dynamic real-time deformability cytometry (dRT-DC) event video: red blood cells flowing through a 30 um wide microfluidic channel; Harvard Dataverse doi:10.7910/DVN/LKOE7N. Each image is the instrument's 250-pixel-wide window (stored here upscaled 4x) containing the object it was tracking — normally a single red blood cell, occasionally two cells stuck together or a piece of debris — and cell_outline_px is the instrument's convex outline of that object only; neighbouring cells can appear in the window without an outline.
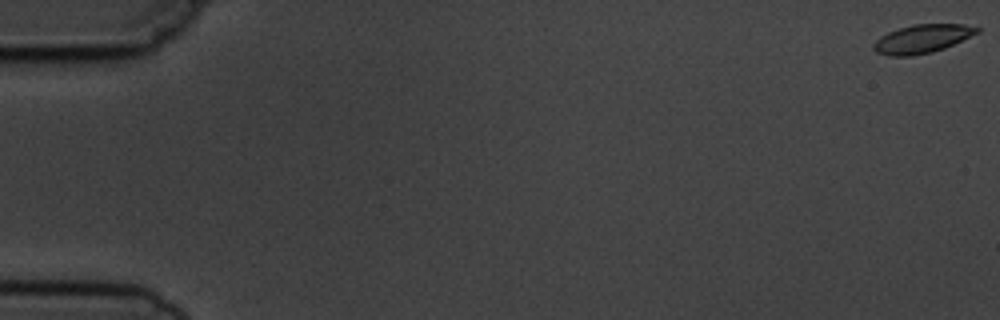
{"species": "common noctule bat (a hibernating species)", "species_latin": "Nyctalus noctula", "temperature_condition": "cold", "stored_images_in_passage": 6, "camera_frame_rate_fps": 3000, "um_per_image_px": 0.085, "animal": {"sex": "male", "body_mass_g": 19.5, "forearm_length_mm": 54.6}, "frame": {"image": 1, "passage_image": 1, "time_ms": 0.0, "image_size_px": [1000, 320], "cell_outline_px": [[980, 32], [944, 48], [932, 52], [912, 56], [888, 56], [876, 52], [872, 48], [872, 44], [880, 36], [888, 32], [912, 24], [964, 24], [980, 28]], "centroid_in_image_um": [78.36, 3.3], "position_along_channel_um": 6.6, "area_um2": 17.22}}